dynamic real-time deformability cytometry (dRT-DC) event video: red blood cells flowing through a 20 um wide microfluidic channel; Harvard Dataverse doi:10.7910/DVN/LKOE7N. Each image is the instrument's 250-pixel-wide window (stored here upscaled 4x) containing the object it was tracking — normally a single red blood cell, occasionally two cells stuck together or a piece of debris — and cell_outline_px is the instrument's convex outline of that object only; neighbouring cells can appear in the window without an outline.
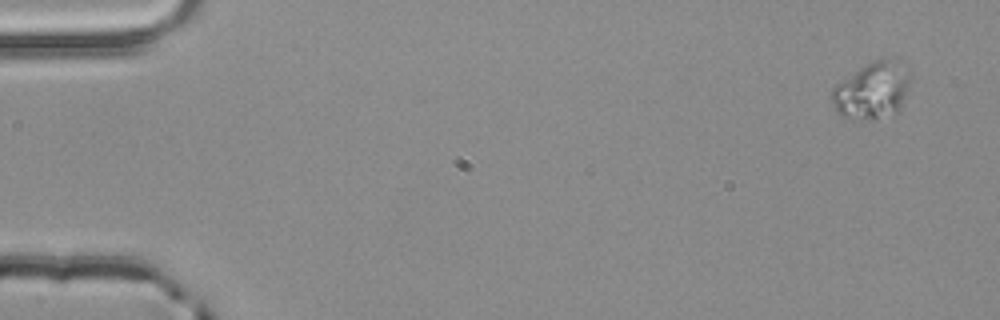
{"species": "common noctule bat (a hibernating species)", "species_latin": "Nyctalus noctula", "temperature_condition": "room temperature", "stored_images_in_passage": 3, "camera_frame_rate_fps": 3000, "um_per_image_px": 0.085, "animal": {"sex": "male", "body_mass_g": 20.4}, "frame": {"image": 1, "passage_image": 1, "time_ms": 0.0, "image_size_px": [1000, 320], "cell_outline_px": [[912, 76], [900, 112], [876, 116], [844, 116], [836, 112], [832, 100], [832, 88], [836, 84], [860, 68], [876, 60], [888, 60], [912, 72]], "centroid_in_image_um": [74.16, 7.67], "position_along_channel_um": 10.8, "area_um2": 24.68}}